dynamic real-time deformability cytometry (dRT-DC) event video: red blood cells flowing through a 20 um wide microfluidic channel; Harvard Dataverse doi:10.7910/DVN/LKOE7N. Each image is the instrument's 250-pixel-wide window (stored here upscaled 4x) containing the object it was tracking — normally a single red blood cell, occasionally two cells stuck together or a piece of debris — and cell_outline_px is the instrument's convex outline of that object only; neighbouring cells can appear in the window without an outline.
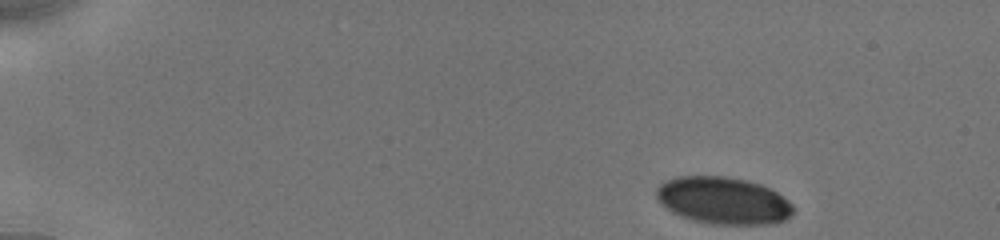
{"species": "human", "species_latin": "Homo sapiens", "temperature_condition": "cold", "stored_images_in_passage": 32, "camera_frame_rate_fps": 3000, "um_per_image_px": 0.085, "donor": {"sex": "male"}, "frame": {"image": 1, "passage_image": 1, "time_ms": 0.0, "image_size_px": [1000, 240], "cell_outline_px": [[792, 212], [784, 220], [772, 224], [712, 224], [692, 220], [680, 216], [672, 212], [656, 196], [656, 188], [664, 180], [676, 176], [724, 176], [744, 180], [760, 184], [776, 192], [788, 200], [792, 204]], "centroid_in_image_um": [61.45, 17.04], "position_along_channel_um": 23.6, "area_um2": 37.34}}
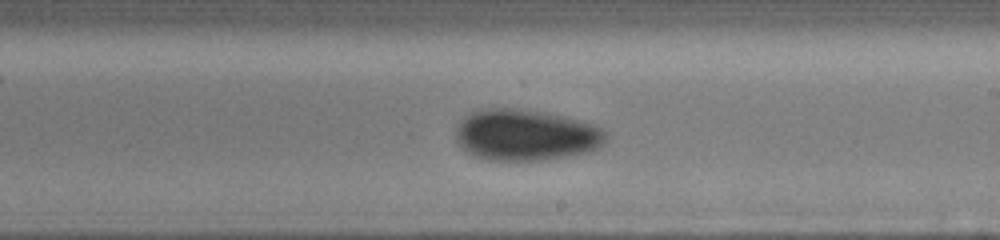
{"frame": {"image": 2, "passage_image": 14, "time_ms": 8.667, "image_size_px": [1000, 240], "cell_outline_px": [[604, 140], [600, 148], [568, 156], [544, 160], [488, 160], [472, 156], [456, 140], [456, 124], [464, 116], [480, 108], [512, 108], [544, 112], [576, 120], [600, 128], [604, 132]], "centroid_in_image_um": [44.6, 11.48], "position_along_channel_um": 244.4, "area_um2": 44.45}}
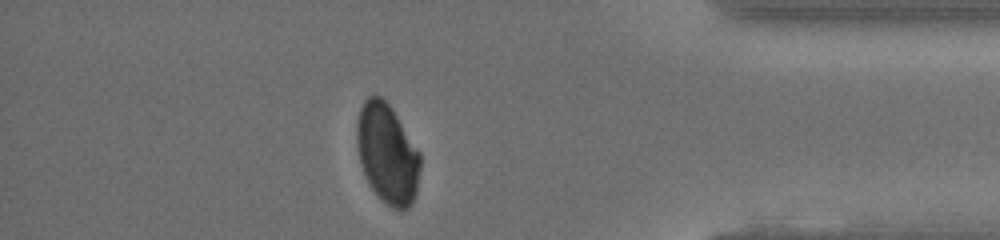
{"frame": {"image": 3, "passage_image": 28, "time_ms": 13.333, "image_size_px": [1000, 240], "cell_outline_px": [[420, 168], [416, 196], [412, 204], [408, 208], [400, 212], [392, 208], [372, 188], [364, 172], [360, 160], [356, 140], [356, 124], [360, 108], [364, 100], [368, 96], [380, 96], [392, 108], [420, 152]], "centroid_in_image_um": [32.94, 13.06], "position_along_channel_um": 402.3, "area_um2": 36.76}, "authors_computed_cell_mechanics": {"area_um2": 40.749, "velocity_mm_per_s": 3.9015, "shape_relaxation_time_tau1_ms": 3.1243, "shape_relaxation_time_tau2_ms": null, "deformation_change_tau1": 0.0616, "deformation_change_tau2": null}}